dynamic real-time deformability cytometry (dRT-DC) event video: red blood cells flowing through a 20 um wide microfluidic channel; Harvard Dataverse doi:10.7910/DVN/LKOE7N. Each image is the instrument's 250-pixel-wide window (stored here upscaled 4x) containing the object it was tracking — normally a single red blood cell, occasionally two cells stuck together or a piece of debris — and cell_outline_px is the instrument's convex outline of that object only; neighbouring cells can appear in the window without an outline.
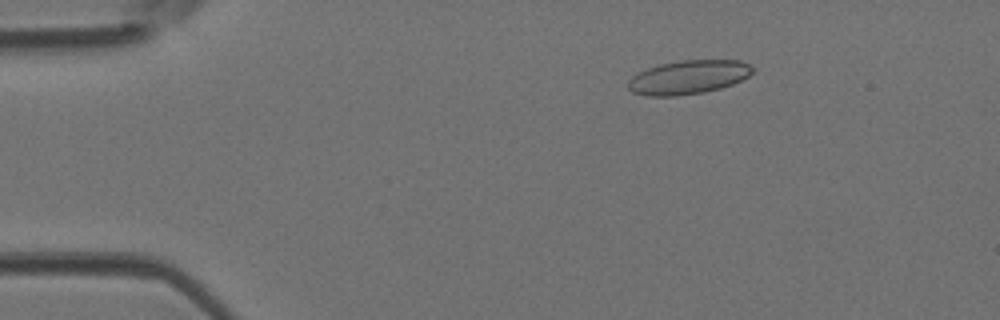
{"species": "Egyptian fruit bat (a non-hibernating species)", "species_latin": "Rousettus aegyptiacus", "temperature_condition": "room temperature", "stored_images_in_passage": 40, "camera_frame_rate_fps": 3000, "um_per_image_px": 0.085, "animal": {"sex": "female"}, "frame": {"image": 1, "passage_image": 2, "time_ms": 0.333, "image_size_px": [1000, 320], "cell_outline_px": [[756, 68], [748, 76], [732, 84], [720, 88], [704, 92], [676, 96], [644, 96], [632, 92], [628, 88], [628, 80], [632, 76], [648, 68], [660, 64], [684, 60], [740, 60], [752, 64]], "centroid_in_image_um": [58.53, 6.56], "position_along_channel_um": 26.5, "area_um2": 24.62}}
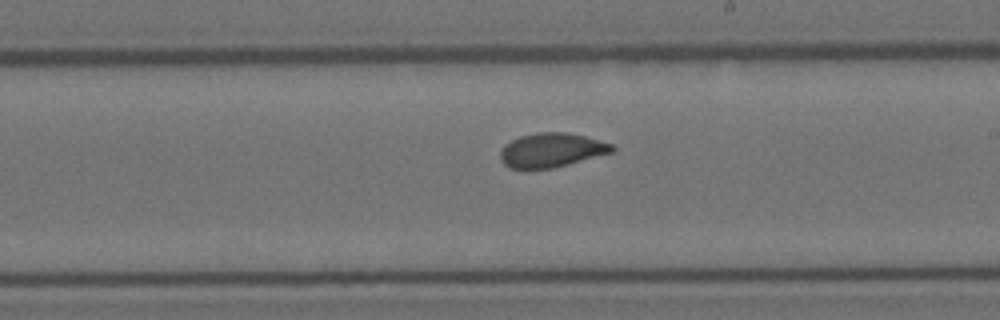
{"frame": {"image": 2, "passage_image": 21, "time_ms": 6.667, "image_size_px": [1000, 320], "cell_outline_px": [[616, 148], [612, 152], [568, 164], [552, 168], [508, 168], [500, 160], [500, 152], [504, 144], [520, 136], [540, 132], [568, 132], [584, 136], [612, 144]], "centroid_in_image_um": [46.85, 12.75], "position_along_channel_um": 242.1, "area_um2": 22.08}}
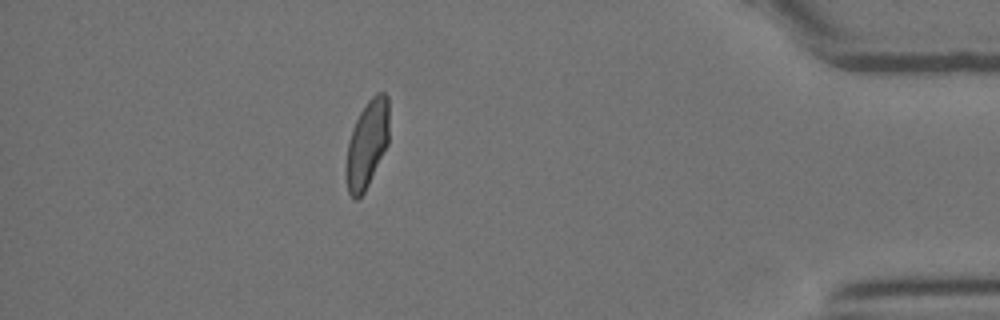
{"frame": {"image": 3, "passage_image": 35, "time_ms": 11.333, "image_size_px": [1000, 320], "cell_outline_px": [[388, 144], [364, 192], [356, 200], [352, 200], [348, 192], [348, 140], [352, 128], [360, 112], [368, 100], [376, 92], [384, 92], [388, 96]], "centroid_in_image_um": [31.23, 12.19], "position_along_channel_um": 404.0, "area_um2": 21.39}}